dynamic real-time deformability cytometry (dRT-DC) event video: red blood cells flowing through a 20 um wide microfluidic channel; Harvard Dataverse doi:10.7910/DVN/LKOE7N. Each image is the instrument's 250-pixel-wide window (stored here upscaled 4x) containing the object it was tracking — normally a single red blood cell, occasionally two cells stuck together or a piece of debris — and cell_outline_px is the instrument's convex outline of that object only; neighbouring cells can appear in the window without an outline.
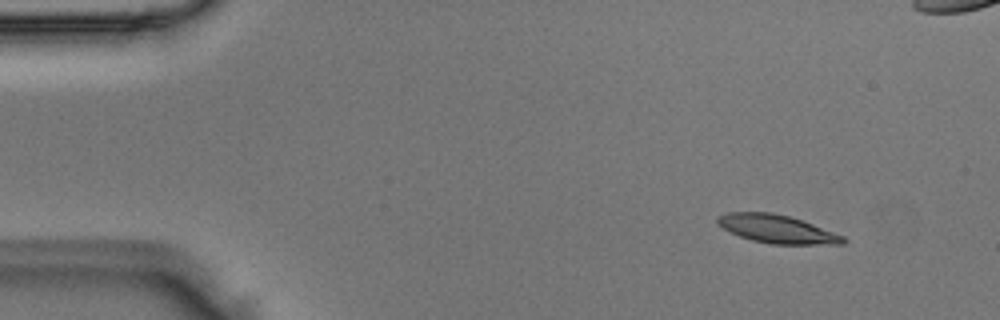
{"species": "Egyptian fruit bat (a non-hibernating species)", "species_latin": "Rousettus aegyptiacus", "temperature_condition": "room temperature", "stored_images_in_passage": 48, "camera_frame_rate_fps": 3000, "um_per_image_px": 0.085, "animal": {"sex": "male"}, "frame": {"image": 1, "passage_image": 1, "time_ms": 0.0, "image_size_px": [1000, 320], "cell_outline_px": [[848, 240], [844, 244], [772, 244], [752, 240], [740, 236], [716, 224], [716, 220], [720, 216], [728, 212], [772, 212], [788, 216], [812, 224], [844, 236]], "centroid_in_image_um": [66.06, 19.47], "position_along_channel_um": 18.9, "area_um2": 20.4}}
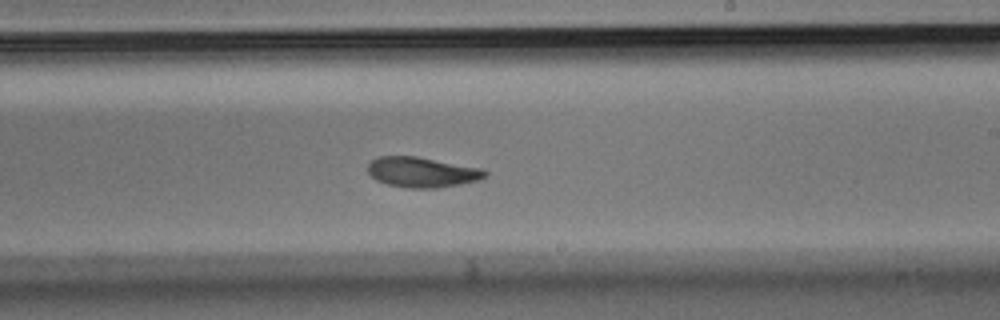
{"frame": {"image": 2, "passage_image": 26, "time_ms": 8.333, "image_size_px": [1000, 320], "cell_outline_px": [[488, 176], [476, 180], [460, 184], [436, 188], [404, 188], [388, 184], [376, 180], [368, 172], [368, 164], [376, 156], [416, 156], [484, 168], [488, 172]], "centroid_in_image_um": [35.89, 14.63], "position_along_channel_um": 253.1, "area_um2": 20.81}}
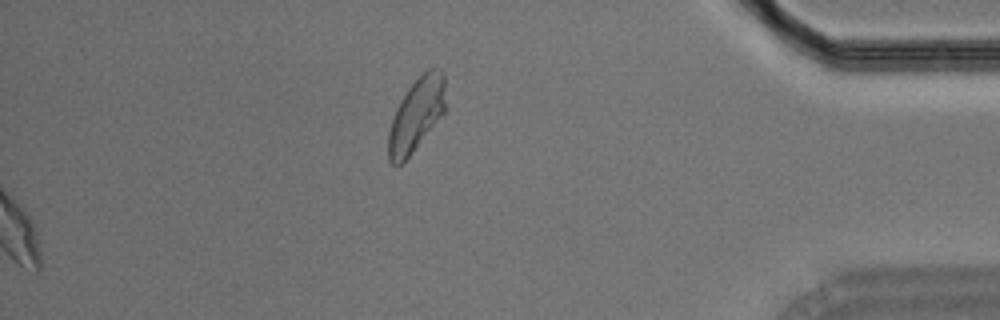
{"frame": {"image": 3, "passage_image": 48, "time_ms": 15.667, "image_size_px": [1000, 320], "cell_outline_px": [[444, 112], [412, 152], [400, 164], [392, 164], [388, 160], [388, 132], [396, 108], [400, 100], [408, 88], [428, 68], [436, 68], [444, 72]], "centroid_in_image_um": [35.37, 9.74], "position_along_channel_um": 399.8, "area_um2": 23.76}}